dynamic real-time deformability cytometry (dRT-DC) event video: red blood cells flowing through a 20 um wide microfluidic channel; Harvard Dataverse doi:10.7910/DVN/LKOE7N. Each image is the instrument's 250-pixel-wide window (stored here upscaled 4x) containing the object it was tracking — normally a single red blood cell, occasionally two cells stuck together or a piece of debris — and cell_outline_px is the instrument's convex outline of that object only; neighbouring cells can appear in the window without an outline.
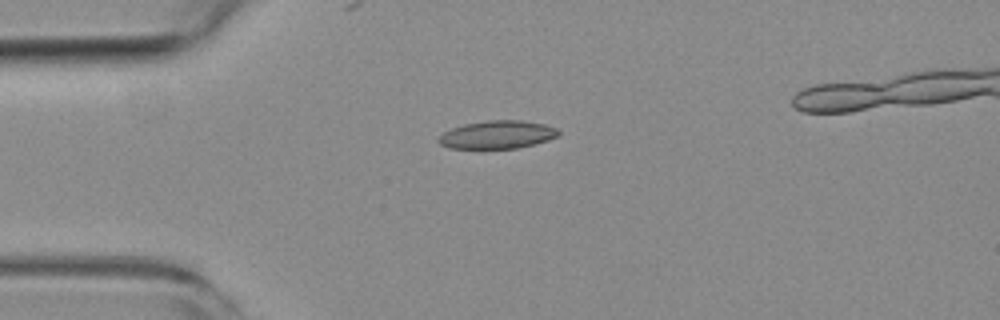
{"species": "common noctule bat (a hibernating species)", "species_latin": "Nyctalus noctula", "temperature_condition": "room temperature", "stored_images_in_passage": 38, "camera_frame_rate_fps": 3000, "um_per_image_px": 0.085, "animal": {"sex": "female", "body_mass_g": 19.3, "forearm_length_mm": 54.1}, "frame": {"image": 1, "passage_image": 2, "time_ms": 0.333, "image_size_px": [1000, 320], "cell_outline_px": [[560, 136], [548, 140], [520, 148], [448, 148], [440, 144], [436, 140], [444, 132], [452, 128], [464, 124], [488, 120], [520, 120], [544, 124], [556, 128], [560, 132]], "centroid_in_image_um": [42.29, 11.45], "position_along_channel_um": 42.7, "area_um2": 19.59}}
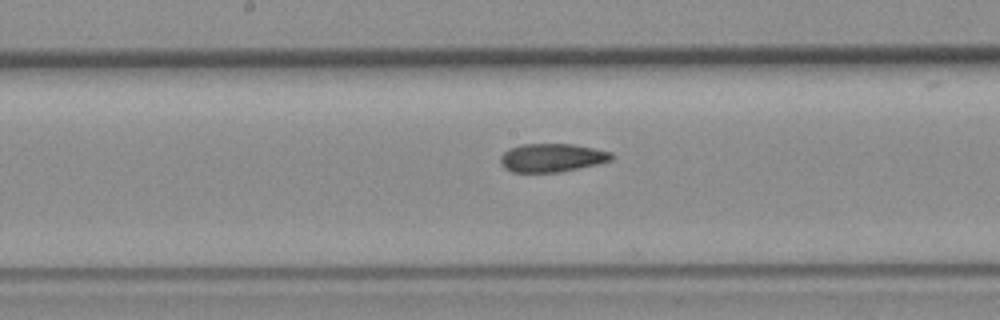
{"frame": {"image": 2, "passage_image": 16, "time_ms": 5.0, "image_size_px": [1000, 320], "cell_outline_px": [[612, 160], [596, 164], [560, 172], [512, 172], [504, 168], [500, 164], [500, 156], [508, 148], [524, 144], [572, 144], [612, 152]], "centroid_in_image_um": [46.86, 13.41], "position_along_channel_um": 201.3, "area_um2": 18.32}}
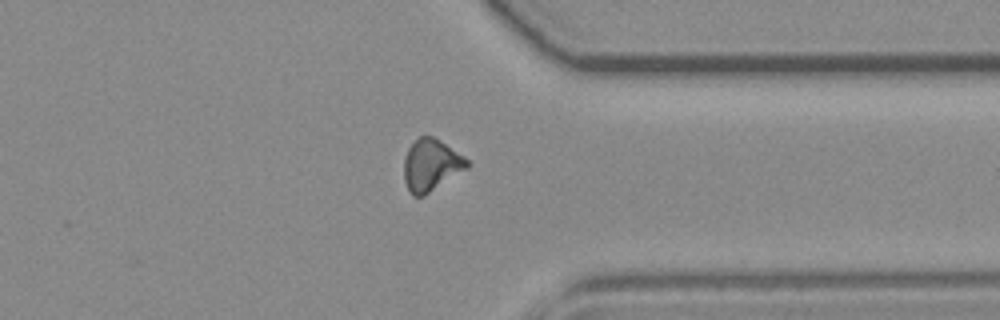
{"frame": {"image": 3, "passage_image": 30, "time_ms": 9.667, "image_size_px": [1000, 320], "cell_outline_px": [[468, 168], [424, 196], [412, 196], [404, 180], [404, 160], [408, 148], [420, 136], [432, 136], [464, 156], [468, 160]], "centroid_in_image_um": [36.63, 14.05], "position_along_channel_um": 374.8, "area_um2": 18.84}}